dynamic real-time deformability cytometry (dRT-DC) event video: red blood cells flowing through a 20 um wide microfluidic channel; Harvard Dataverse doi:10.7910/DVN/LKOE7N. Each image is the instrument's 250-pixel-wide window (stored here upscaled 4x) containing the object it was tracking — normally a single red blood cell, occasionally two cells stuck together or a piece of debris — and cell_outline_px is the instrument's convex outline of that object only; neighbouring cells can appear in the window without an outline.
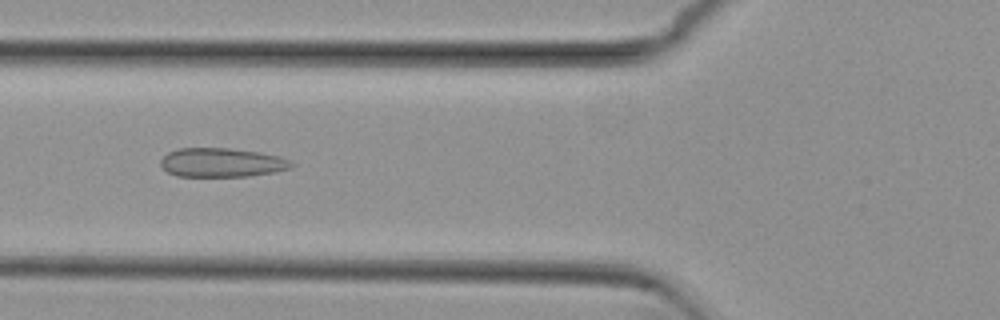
{"species": "common noctule bat (a hibernating species)", "species_latin": "Nyctalus noctula", "temperature_condition": "cold", "stored_images_in_passage": 42, "camera_frame_rate_fps": 3000, "um_per_image_px": 0.085, "animal": {"sex": "female", "body_mass_g": 29.2, "forearm_length_mm": 56.3}, "frame": {"image": 1, "passage_image": 9, "time_ms": 2.667, "image_size_px": [1000, 320], "cell_outline_px": [[296, 164], [292, 168], [276, 172], [248, 176], [176, 176], [168, 172], [160, 164], [160, 160], [168, 152], [176, 148], [228, 148], [260, 152], [280, 156]], "centroid_in_image_um": [18.87, 13.81], "position_along_channel_um": 106.9, "area_um2": 22.25}}
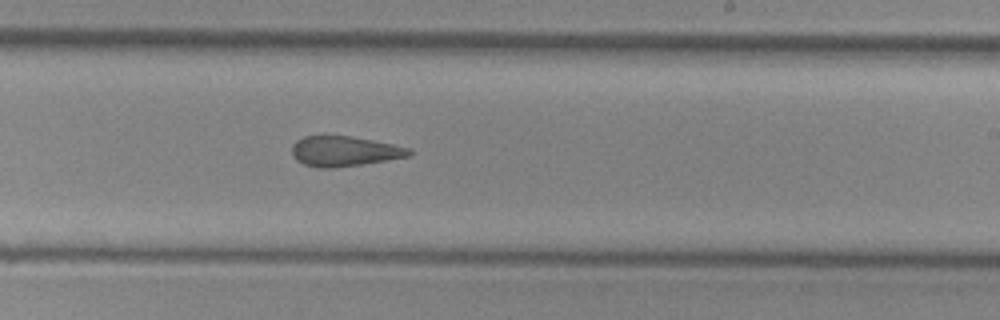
{"frame": {"image": 2, "passage_image": 21, "time_ms": 6.667, "image_size_px": [1000, 320], "cell_outline_px": [[416, 152], [412, 156], [388, 160], [332, 168], [316, 168], [304, 164], [296, 160], [292, 156], [292, 144], [296, 140], [304, 136], [352, 136], [412, 148]], "centroid_in_image_um": [29.3, 12.86], "position_along_channel_um": 259.7, "area_um2": 20.81}}
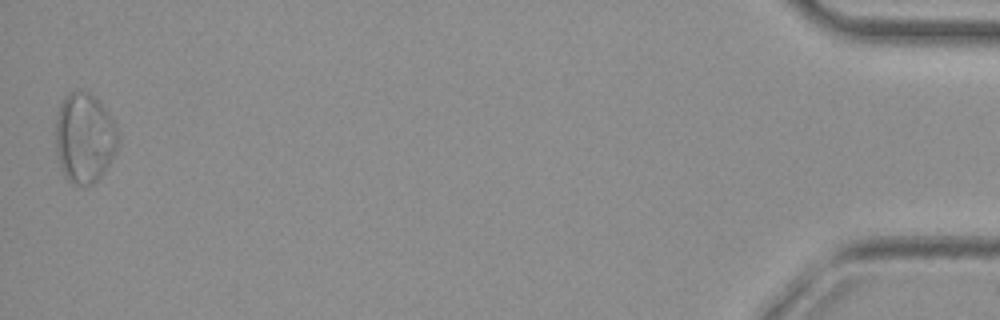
{"frame": {"image": 3, "passage_image": 42, "time_ms": 13.667, "image_size_px": [1000, 320], "cell_outline_px": [[120, 140], [104, 172], [92, 184], [72, 184], [64, 176], [60, 168], [56, 152], [56, 116], [60, 104], [64, 96], [68, 92], [88, 92], [96, 96], [116, 124], [120, 132]], "centroid_in_image_um": [7.18, 11.7], "position_along_channel_um": 428.0, "area_um2": 32.95}, "authors_computed_cell_mechanics": {"area_um2": 22.8888, "velocity_mm_per_s": 3.8252, "shape_relaxation_time_tau1_ms": null, "shape_relaxation_time_tau2_ms": 1.5726, "deformation_change_tau1": null, "deformation_change_tau2": 0.0682}}